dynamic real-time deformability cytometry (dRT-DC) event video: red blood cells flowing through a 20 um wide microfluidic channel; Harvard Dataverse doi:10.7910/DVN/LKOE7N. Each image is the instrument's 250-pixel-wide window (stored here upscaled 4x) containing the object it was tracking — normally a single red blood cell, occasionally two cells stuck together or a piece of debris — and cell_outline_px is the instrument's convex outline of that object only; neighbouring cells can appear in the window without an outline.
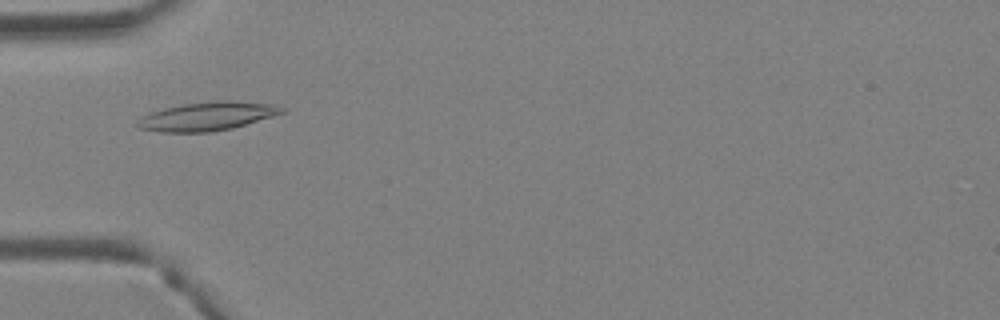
{"species": "Egyptian fruit bat (a non-hibernating species)", "species_latin": "Rousettus aegyptiacus", "temperature_condition": "warm", "stored_images_in_passage": 4, "camera_frame_rate_fps": 3000, "um_per_image_px": 0.085, "animal": {"sex": "female"}, "frame": {"image": 1, "passage_image": 4, "time_ms": 1.0, "image_size_px": [1000, 320], "cell_outline_px": [[284, 112], [272, 116], [232, 128], [212, 132], [160, 132], [140, 128], [132, 124], [140, 116], [164, 108], [184, 104], [216, 100], [236, 100], [276, 104], [284, 108]], "centroid_in_image_um": [17.58, 9.87], "position_along_channel_um": 67.4, "area_um2": 24.28}}